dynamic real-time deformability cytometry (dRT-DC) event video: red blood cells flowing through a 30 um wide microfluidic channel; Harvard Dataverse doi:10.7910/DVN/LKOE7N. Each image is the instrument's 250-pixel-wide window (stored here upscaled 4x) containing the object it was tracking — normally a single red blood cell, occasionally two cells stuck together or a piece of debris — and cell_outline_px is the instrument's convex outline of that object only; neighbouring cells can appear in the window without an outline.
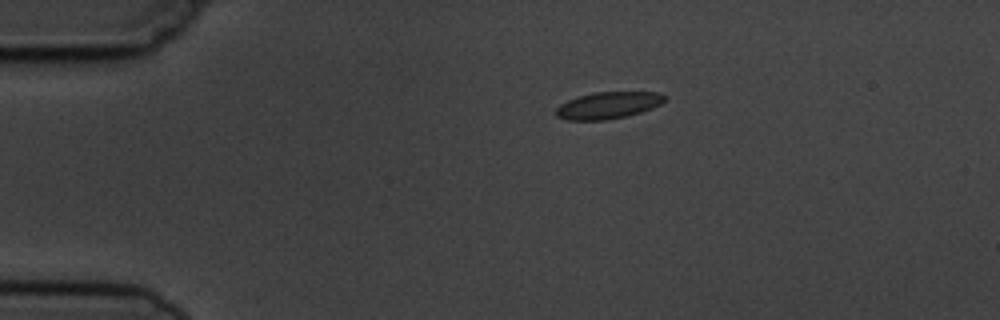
{"species": "common noctule bat (a hibernating species)", "species_latin": "Nyctalus noctula", "temperature_condition": "cold", "stored_images_in_passage": 7, "camera_frame_rate_fps": 3000, "um_per_image_px": 0.085, "animal": {"sex": "male", "body_mass_g": 19.5, "forearm_length_mm": 54.6}, "frame": {"image": 1, "passage_image": 1, "time_ms": 0.0, "image_size_px": [1000, 320], "cell_outline_px": [[668, 100], [652, 108], [628, 116], [608, 120], [568, 120], [556, 116], [556, 108], [560, 104], [568, 100], [592, 92], [660, 92], [668, 96]], "centroid_in_image_um": [51.74, 8.95], "position_along_channel_um": 33.3, "area_um2": 17.17}}
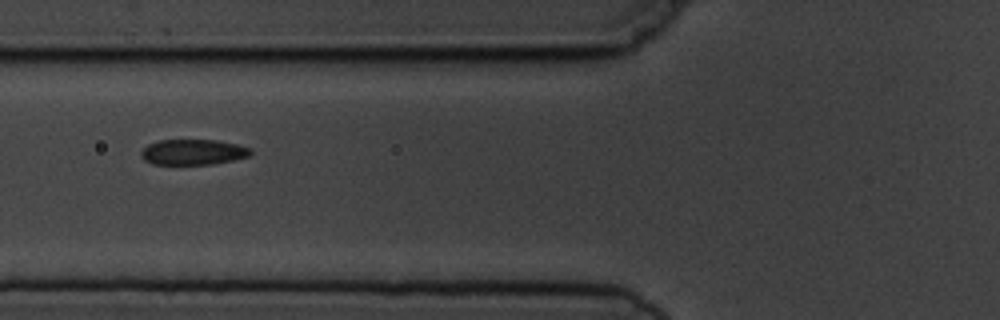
{"frame": {"image": 2, "passage_image": 4, "time_ms": 3.333, "image_size_px": [1000, 320], "cell_outline_px": [[252, 152], [248, 156], [232, 160], [212, 164], [152, 164], [144, 160], [140, 156], [140, 152], [148, 144], [160, 140], [216, 140], [236, 144], [252, 148]], "centroid_in_image_um": [16.39, 12.92], "position_along_channel_um": 109.4, "area_um2": 16.24}}
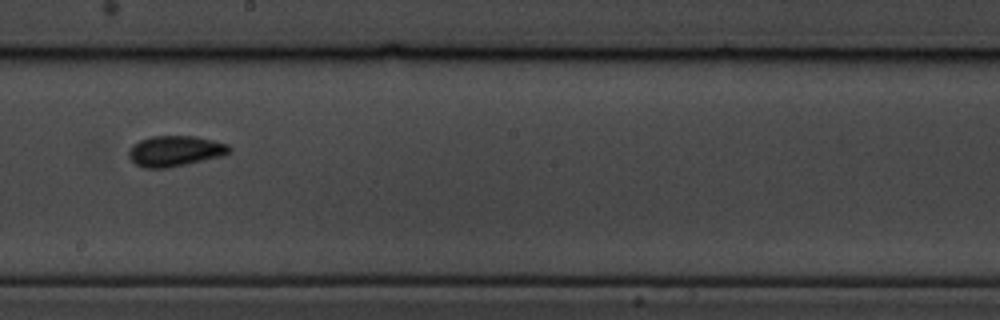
{"frame": {"image": 3, "passage_image": 7, "time_ms": 6.667, "image_size_px": [1000, 320], "cell_outline_px": [[232, 148], [224, 156], [168, 168], [144, 168], [136, 164], [128, 156], [128, 148], [132, 144], [140, 140], [152, 136], [196, 136], [228, 144]], "centroid_in_image_um": [14.87, 12.84], "position_along_channel_um": 233.3, "area_um2": 18.09}}